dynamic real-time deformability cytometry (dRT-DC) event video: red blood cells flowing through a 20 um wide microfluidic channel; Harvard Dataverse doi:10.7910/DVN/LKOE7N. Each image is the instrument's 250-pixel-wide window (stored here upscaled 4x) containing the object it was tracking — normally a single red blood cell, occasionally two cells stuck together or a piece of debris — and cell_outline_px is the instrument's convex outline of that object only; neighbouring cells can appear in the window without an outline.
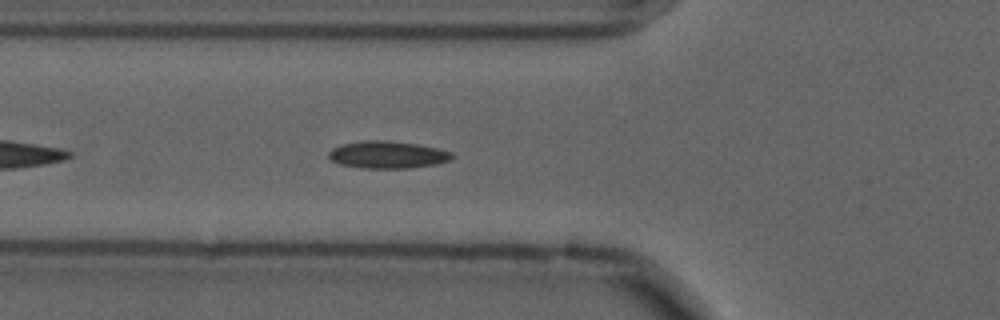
{"species": "common noctule bat (a hibernating species)", "species_latin": "Nyctalus noctula", "temperature_condition": "cold", "stored_images_in_passage": 38, "camera_frame_rate_fps": 3000, "um_per_image_px": 0.085, "animal": {"sex": "male", "forearm_length_mm": 52.5}, "frame": {"image": 1, "passage_image": 3, "time_ms": 0.667, "image_size_px": [1000, 320], "cell_outline_px": [[456, 156], [452, 160], [436, 164], [412, 168], [364, 168], [340, 164], [332, 160], [328, 156], [328, 152], [332, 148], [340, 144], [364, 140], [384, 140], [416, 144], [436, 148], [452, 152]], "centroid_in_image_um": [32.96, 13.15], "position_along_channel_um": 92.8, "area_um2": 19.71}}
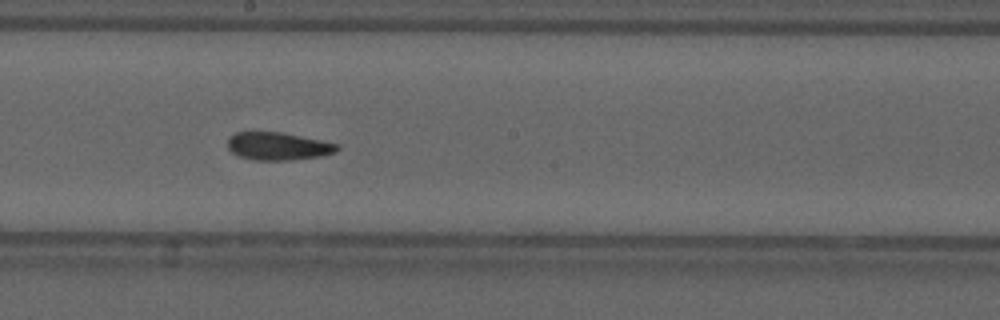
{"frame": {"image": 2, "passage_image": 14, "time_ms": 4.333, "image_size_px": [1000, 320], "cell_outline_px": [[340, 148], [336, 152], [320, 156], [292, 160], [252, 160], [240, 156], [232, 152], [228, 148], [228, 140], [236, 132], [280, 132], [340, 144]], "centroid_in_image_um": [23.66, 12.43], "position_along_channel_um": 224.5, "area_um2": 17.63}}
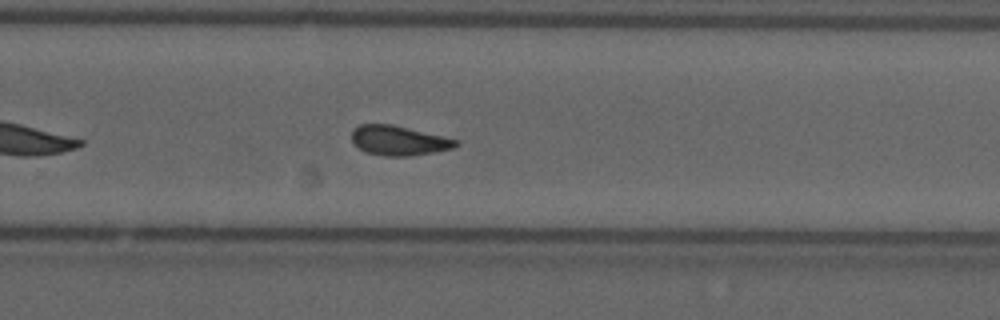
{"frame": {"image": 3, "passage_image": 20, "time_ms": 6.333, "image_size_px": [1000, 320], "cell_outline_px": [[460, 144], [452, 148], [432, 152], [408, 156], [384, 156], [368, 152], [352, 144], [352, 132], [360, 124], [392, 124], [460, 140]], "centroid_in_image_um": [33.9, 11.94], "position_along_channel_um": 295.9, "area_um2": 17.86}, "authors_computed_cell_mechanics": {"area_um2": 17.7735, "velocity_mm_per_s": 3.5864, "shape_relaxation_time_tau1_ms": null, "shape_relaxation_time_tau2_ms": 3.3967, "deformation_change_tau1": null, "deformation_change_tau2": 0.108}}